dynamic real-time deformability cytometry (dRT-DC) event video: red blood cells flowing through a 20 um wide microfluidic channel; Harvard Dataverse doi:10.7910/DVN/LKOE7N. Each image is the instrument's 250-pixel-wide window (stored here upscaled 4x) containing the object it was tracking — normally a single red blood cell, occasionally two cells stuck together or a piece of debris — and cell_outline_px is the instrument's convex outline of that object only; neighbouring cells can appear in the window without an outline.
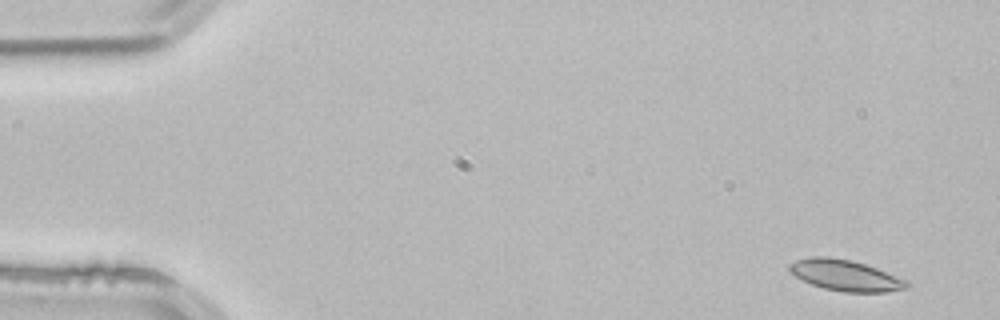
{"species": "common noctule bat (a hibernating species)", "species_latin": "Nyctalus noctula", "temperature_condition": "room temperature", "stored_images_in_passage": 4, "camera_frame_rate_fps": 3000, "um_per_image_px": 0.085, "animal": {"sex": "male", "body_mass_g": 21.5, "forearm_length_mm": 52.0}, "frame": {"image": 1, "passage_image": 1, "time_ms": 0.0, "image_size_px": [1000, 320], "cell_outline_px": [[912, 284], [908, 288], [884, 292], [844, 292], [824, 288], [812, 284], [796, 276], [788, 268], [788, 264], [796, 260], [808, 256], [828, 256], [852, 260], [876, 268], [908, 280]], "centroid_in_image_um": [71.88, 23.4], "position_along_channel_um": 13.1, "area_um2": 21.21}}
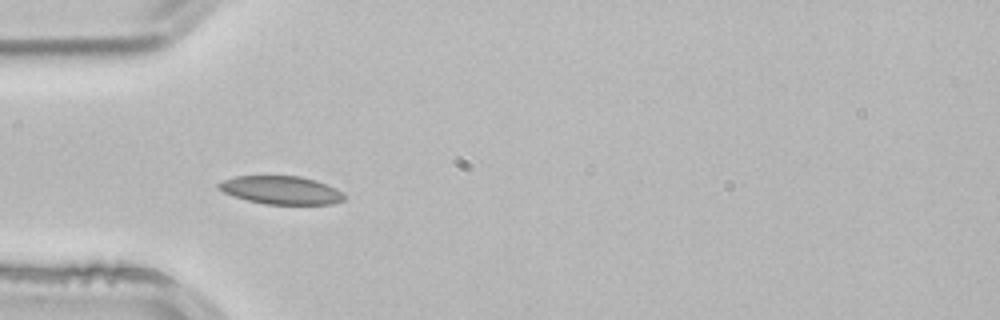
{"frame": {"image": 2, "passage_image": 4, "time_ms": 1.0, "image_size_px": [1000, 320], "cell_outline_px": [[344, 200], [332, 204], [264, 204], [248, 200], [224, 192], [216, 184], [224, 180], [236, 176], [300, 176], [316, 180], [336, 188], [344, 196]], "centroid_in_image_um": [23.91, 16.16], "position_along_channel_um": 61.1, "area_um2": 20.35}}